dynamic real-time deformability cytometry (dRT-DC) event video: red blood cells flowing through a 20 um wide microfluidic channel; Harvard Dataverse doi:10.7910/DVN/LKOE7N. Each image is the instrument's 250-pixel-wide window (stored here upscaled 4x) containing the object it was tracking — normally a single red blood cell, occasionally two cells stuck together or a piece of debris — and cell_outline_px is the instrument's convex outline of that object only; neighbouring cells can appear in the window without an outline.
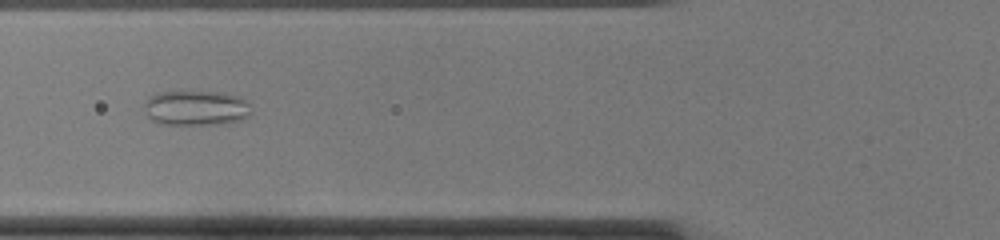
{"species": "common noctule bat (a hibernating species)", "species_latin": "Nyctalus noctula", "temperature_condition": "cold", "stored_images_in_passage": 30, "camera_frame_rate_fps": 3000, "um_per_image_px": 0.085, "animal": {"sex": "female", "body_mass_g": 22.0, "forearm_length_mm": 56.7}, "frame": {"image": 1, "passage_image": 5, "time_ms": 1.333, "image_size_px": [1000, 240], "cell_outline_px": [[252, 112], [248, 116], [240, 120], [228, 124], [160, 124], [152, 120], [148, 116], [148, 96], [156, 92], [220, 92], [240, 96], [248, 104]], "centroid_in_image_um": [16.72, 9.18], "position_along_channel_um": 109.1, "area_um2": 21.62}, "authors_computed_cell_mechanics": {"area_um2": 21.3571, "velocity_mm_per_s": 4.005, "shape_relaxation_time_tau1_ms": null, "shape_relaxation_time_tau2_ms": 0.8802, "deformation_change_tau1": null, "deformation_change_tau2": 0.0769}}